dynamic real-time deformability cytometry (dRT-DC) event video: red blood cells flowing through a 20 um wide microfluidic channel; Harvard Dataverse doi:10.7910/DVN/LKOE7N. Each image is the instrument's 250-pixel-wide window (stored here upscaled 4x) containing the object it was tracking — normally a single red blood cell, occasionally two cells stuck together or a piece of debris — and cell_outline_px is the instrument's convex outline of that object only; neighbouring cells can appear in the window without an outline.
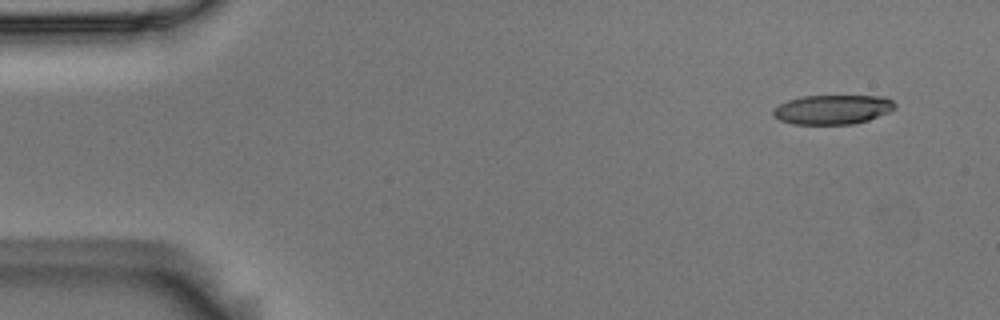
{"species": "Egyptian fruit bat (a non-hibernating species)", "species_latin": "Rousettus aegyptiacus", "temperature_condition": "room temperature", "stored_images_in_passage": 4, "camera_frame_rate_fps": 3000, "um_per_image_px": 0.085, "animal": {"sex": "male"}, "frame": {"image": 1, "passage_image": 1, "time_ms": 0.0, "image_size_px": [1000, 320], "cell_outline_px": [[896, 108], [888, 112], [868, 120], [852, 124], [792, 124], [780, 120], [772, 116], [772, 112], [780, 104], [788, 100], [804, 96], [884, 96], [892, 100], [896, 104]], "centroid_in_image_um": [70.78, 9.31], "position_along_channel_um": 14.2, "area_um2": 20.81}}